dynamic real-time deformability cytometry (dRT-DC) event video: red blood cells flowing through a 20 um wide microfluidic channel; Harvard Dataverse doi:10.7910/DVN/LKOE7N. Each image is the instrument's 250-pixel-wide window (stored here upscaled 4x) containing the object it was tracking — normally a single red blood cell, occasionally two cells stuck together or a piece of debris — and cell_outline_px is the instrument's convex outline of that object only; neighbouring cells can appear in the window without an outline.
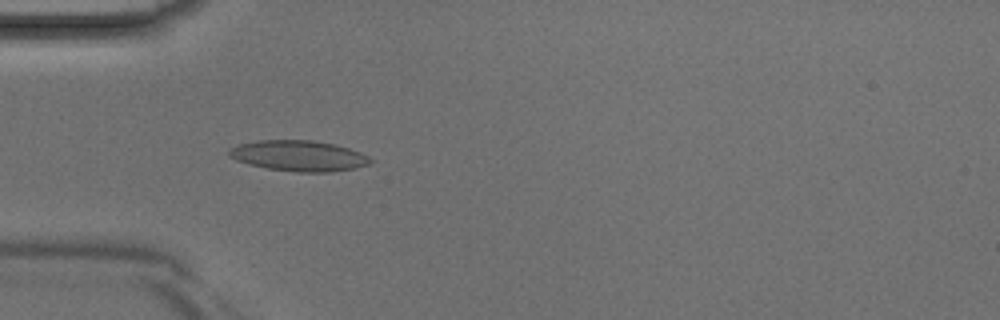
{"species": "Egyptian fruit bat (a non-hibernating species)", "species_latin": "Rousettus aegyptiacus", "temperature_condition": "room temperature", "stored_images_in_passage": 35, "camera_frame_rate_fps": 3000, "um_per_image_px": 0.085, "animal": {"sex": "male"}, "frame": {"image": 1, "passage_image": 5, "time_ms": 1.333, "image_size_px": [1000, 320], "cell_outline_px": [[376, 160], [368, 164], [352, 168], [328, 172], [296, 172], [268, 168], [248, 164], [236, 160], [228, 156], [228, 148], [240, 144], [256, 140], [312, 140], [332, 144], [348, 148], [360, 152]], "centroid_in_image_um": [25.36, 13.24], "position_along_channel_um": 59.6, "area_um2": 25.2}}
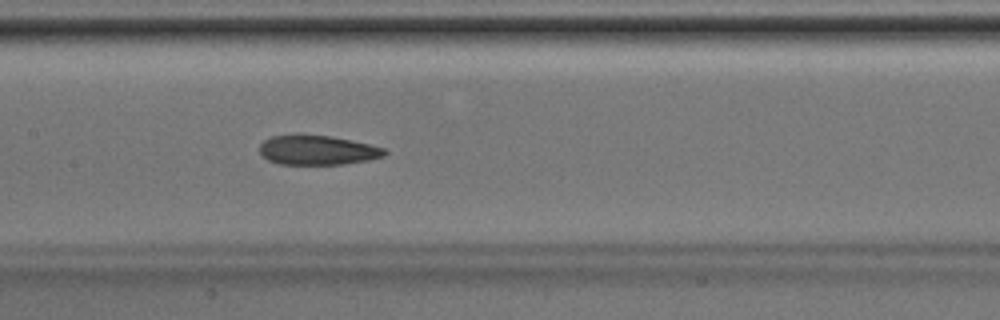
{"frame": {"image": 2, "passage_image": 13, "time_ms": 4.0, "image_size_px": [1000, 320], "cell_outline_px": [[388, 152], [384, 156], [368, 160], [344, 164], [280, 164], [268, 160], [260, 152], [260, 144], [264, 140], [272, 136], [296, 132], [300, 132], [332, 136], [352, 140], [384, 148]], "centroid_in_image_um": [26.95, 12.72], "position_along_channel_um": 180.4, "area_um2": 22.02}}
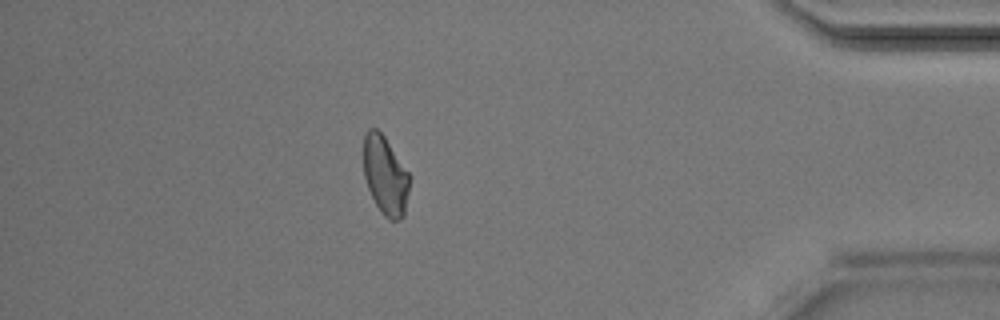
{"frame": {"image": 3, "passage_image": 30, "time_ms": 9.667, "image_size_px": [1000, 320], "cell_outline_px": [[412, 176], [404, 216], [400, 220], [388, 220], [384, 216], [376, 204], [368, 188], [364, 176], [364, 136], [368, 128], [376, 128], [384, 136]], "centroid_in_image_um": [32.78, 14.93], "position_along_channel_um": 402.4, "area_um2": 21.33}}